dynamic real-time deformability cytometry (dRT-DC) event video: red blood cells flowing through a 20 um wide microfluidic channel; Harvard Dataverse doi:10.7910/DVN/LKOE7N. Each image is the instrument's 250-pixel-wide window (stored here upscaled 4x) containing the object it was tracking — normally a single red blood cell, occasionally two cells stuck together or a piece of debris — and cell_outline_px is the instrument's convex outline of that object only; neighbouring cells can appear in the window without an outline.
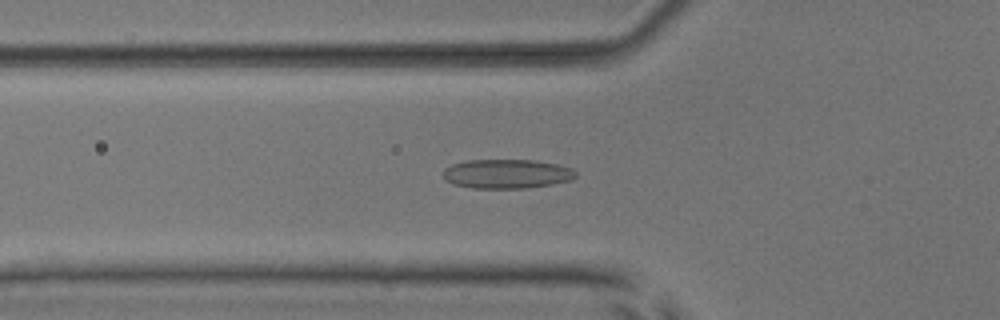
{"species": "common noctule bat (a hibernating species)", "species_latin": "Nyctalus noctula", "temperature_condition": "room temperature", "stored_images_in_passage": 47, "camera_frame_rate_fps": 3000, "um_per_image_px": 0.085, "animal": {"sex": "male", "body_mass_g": 17.9, "forearm_length_mm": 54.2}, "frame": {"image": 1, "passage_image": 18, "time_ms": 5.667, "image_size_px": [1000, 320], "cell_outline_px": [[576, 176], [572, 180], [552, 184], [524, 188], [472, 188], [452, 184], [444, 180], [444, 168], [452, 164], [468, 160], [536, 160], [556, 164], [572, 168], [576, 172]], "centroid_in_image_um": [43.07, 14.77], "position_along_channel_um": 82.7, "area_um2": 22.66}}
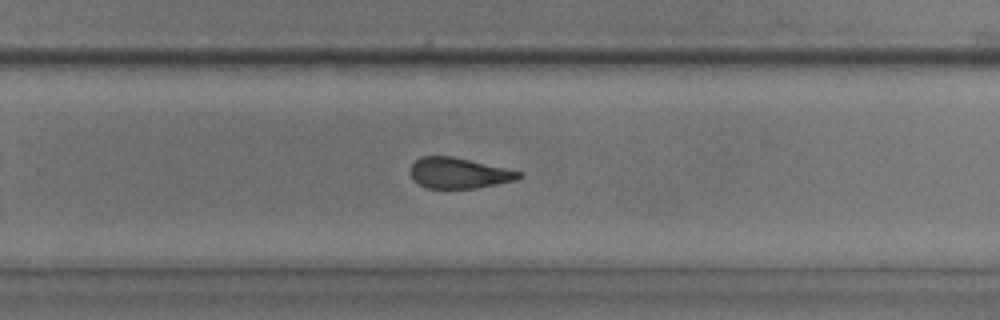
{"frame": {"image": 2, "passage_image": 34, "time_ms": 11.0, "image_size_px": [1000, 320], "cell_outline_px": [[524, 176], [516, 180], [476, 188], [428, 188], [420, 184], [412, 176], [412, 164], [420, 156], [452, 156], [504, 168], [520, 172]], "centroid_in_image_um": [39.02, 14.71], "position_along_channel_um": 290.8, "area_um2": 18.96}}
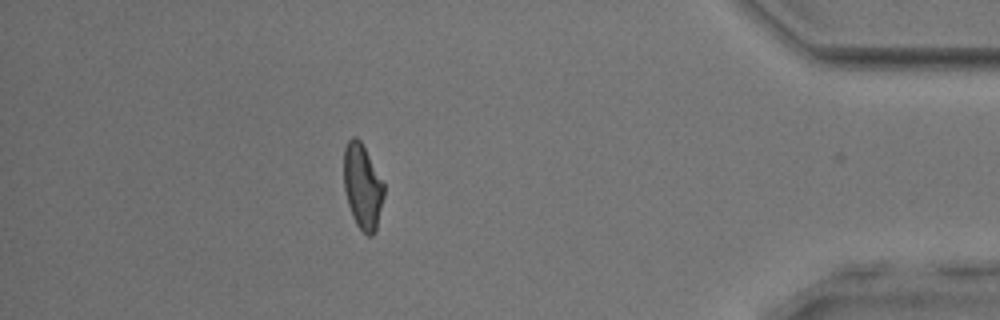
{"frame": {"image": 3, "passage_image": 46, "time_ms": 15.0, "image_size_px": [1000, 320], "cell_outline_px": [[384, 196], [376, 228], [372, 236], [368, 236], [356, 224], [352, 216], [348, 204], [344, 188], [344, 148], [348, 140], [352, 136], [356, 136], [360, 140], [384, 184]], "centroid_in_image_um": [30.8, 15.84], "position_along_channel_um": 404.4, "area_um2": 19.65}, "authors_computed_cell_mechanics": {"area_um2": 20.8658, "velocity_mm_per_s": 3.9006, "shape_relaxation_time_tau1_ms": null, "shape_relaxation_time_tau2_ms": 2.5135, "deformation_change_tau1": null, "deformation_change_tau2": 0.1062}}